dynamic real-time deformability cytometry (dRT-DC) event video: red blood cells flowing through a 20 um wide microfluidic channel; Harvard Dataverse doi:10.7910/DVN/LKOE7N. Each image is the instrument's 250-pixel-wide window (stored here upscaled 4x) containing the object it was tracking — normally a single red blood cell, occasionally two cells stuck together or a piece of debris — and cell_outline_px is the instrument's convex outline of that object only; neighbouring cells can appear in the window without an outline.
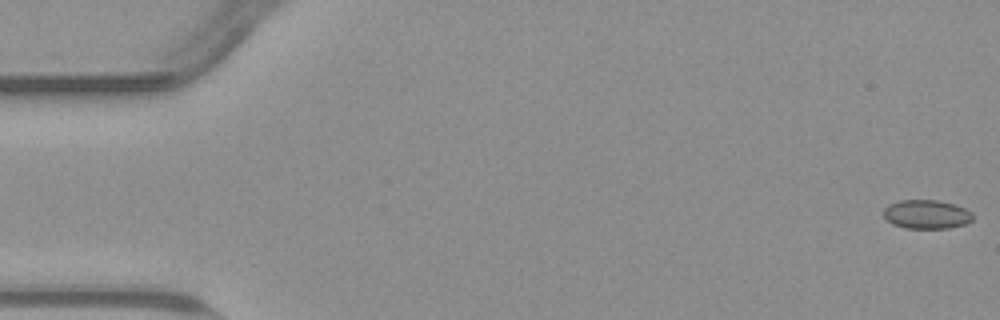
{"species": "common noctule bat (a hibernating species)", "species_latin": "Nyctalus noctula", "temperature_condition": "warm", "stored_images_in_passage": 45, "camera_frame_rate_fps": 3000, "um_per_image_px": 0.085, "animal": {"sex": "male", "body_mass_g": 23.1, "forearm_length_mm": 52.7}, "frame": {"image": 1, "passage_image": 1, "time_ms": 0.0, "image_size_px": [1000, 320], "cell_outline_px": [[972, 220], [964, 224], [948, 228], [908, 228], [892, 224], [884, 216], [884, 208], [888, 204], [900, 200], [936, 200], [952, 204], [964, 208], [972, 212]], "centroid_in_image_um": [78.74, 18.21], "position_along_channel_um": 6.3, "area_um2": 14.85}}
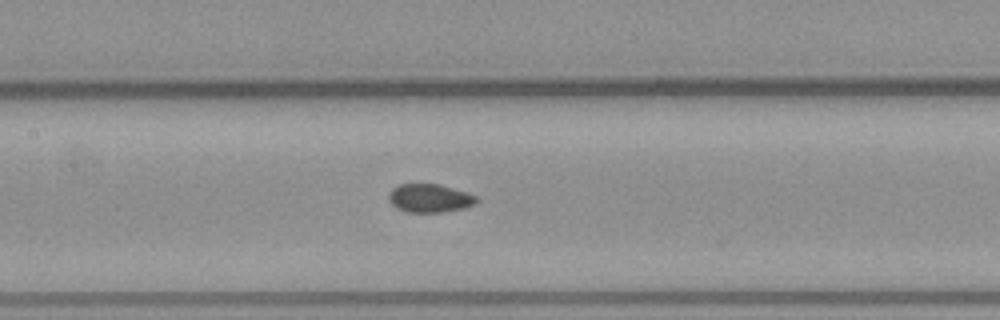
{"frame": {"image": 2, "passage_image": 26, "time_ms": 8.333, "image_size_px": [1000, 320], "cell_outline_px": [[480, 200], [476, 204], [464, 208], [444, 212], [408, 212], [396, 208], [388, 200], [388, 192], [392, 188], [400, 184], [440, 184], [468, 192], [476, 196]], "centroid_in_image_um": [36.54, 16.84], "position_along_channel_um": 170.9, "area_um2": 14.8}}
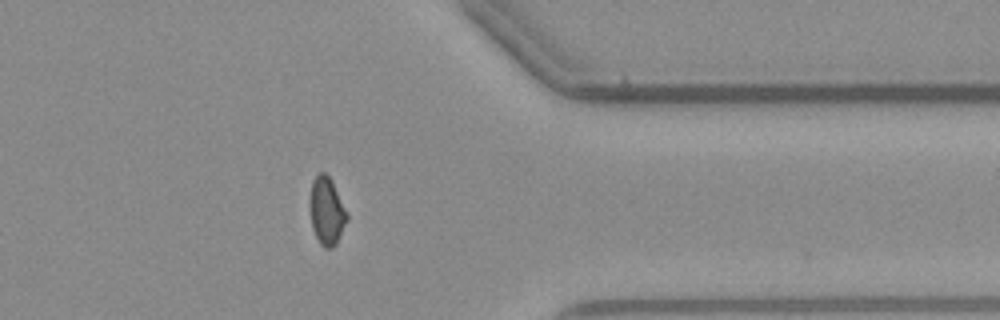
{"frame": {"image": 3, "passage_image": 44, "time_ms": 14.333, "image_size_px": [1000, 320], "cell_outline_px": [[348, 220], [336, 244], [332, 248], [324, 248], [320, 244], [312, 228], [308, 204], [308, 200], [312, 180], [320, 172], [324, 172], [332, 180], [348, 212]], "centroid_in_image_um": [27.76, 17.92], "position_along_channel_um": 383.6, "area_um2": 15.09}}